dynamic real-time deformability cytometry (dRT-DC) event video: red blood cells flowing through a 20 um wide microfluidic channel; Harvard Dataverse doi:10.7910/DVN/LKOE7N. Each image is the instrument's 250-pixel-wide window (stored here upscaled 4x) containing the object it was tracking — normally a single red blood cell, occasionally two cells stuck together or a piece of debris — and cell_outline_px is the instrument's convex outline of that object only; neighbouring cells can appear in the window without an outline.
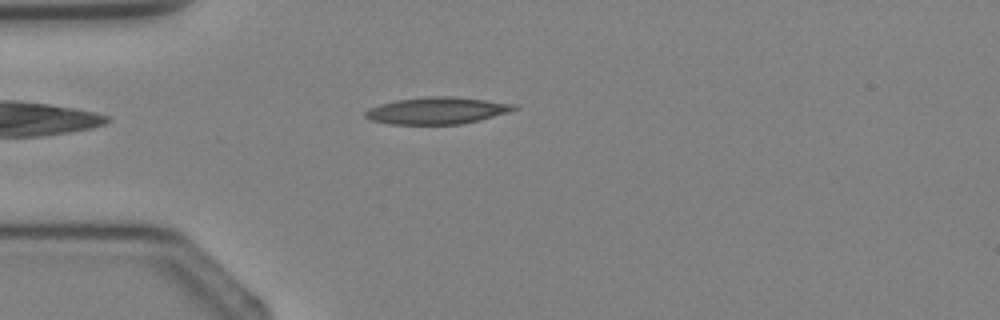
{"species": "Egyptian fruit bat (a non-hibernating species)", "species_latin": "Rousettus aegyptiacus", "temperature_condition": "cold", "stored_images_in_passage": 3, "camera_frame_rate_fps": 3000, "um_per_image_px": 0.085, "animal": {"sex": "female"}, "frame": {"image": 1, "passage_image": 3, "time_ms": 2.333, "image_size_px": [1000, 320], "cell_outline_px": [[520, 108], [508, 112], [480, 120], [460, 124], [388, 124], [372, 120], [364, 116], [364, 112], [368, 108], [380, 104], [396, 100], [428, 96], [452, 96], [516, 104]], "centroid_in_image_um": [37.14, 9.4], "position_along_channel_um": 47.9, "area_um2": 23.29}}